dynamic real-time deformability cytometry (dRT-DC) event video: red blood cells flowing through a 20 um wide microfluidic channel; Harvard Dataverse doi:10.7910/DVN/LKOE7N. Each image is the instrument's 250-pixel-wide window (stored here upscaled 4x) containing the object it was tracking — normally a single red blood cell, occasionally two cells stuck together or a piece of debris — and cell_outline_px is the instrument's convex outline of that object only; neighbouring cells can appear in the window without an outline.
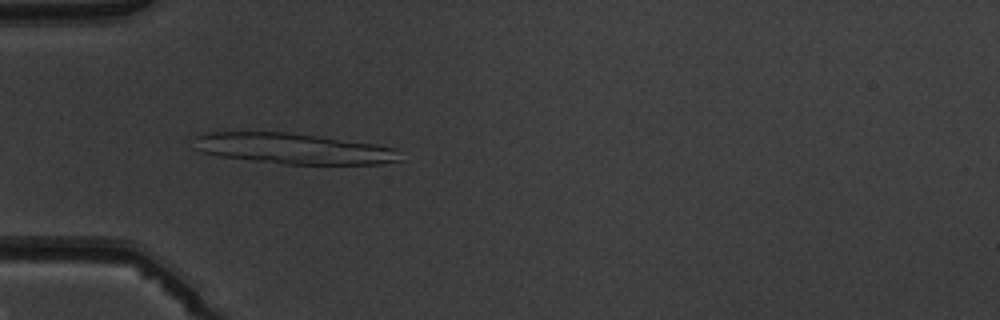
{"species": "common noctule bat (a hibernating species)", "species_latin": "Nyctalus noctula", "temperature_condition": "warm", "stored_images_in_passage": 7, "camera_frame_rate_fps": 3000, "um_per_image_px": 0.085, "animal": {"sex": "male", "body_mass_g": 19.5, "forearm_length_mm": 54.6}, "frame": {"image": 1, "passage_image": 5, "time_ms": 4.667, "image_size_px": [1000, 320], "cell_outline_px": [[404, 160], [380, 164], [284, 164], [220, 156], [204, 152], [192, 148], [192, 136], [208, 132], [288, 132], [376, 144], [396, 148]], "centroid_in_image_um": [24.92, 12.63], "position_along_channel_um": 60.1, "area_um2": 37.11}}
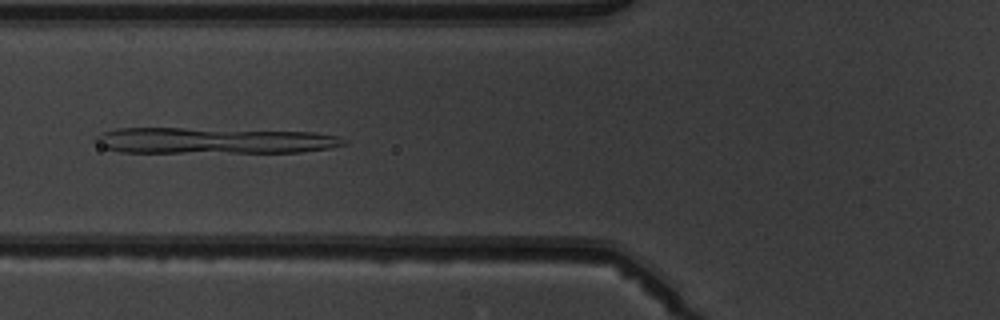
{"frame": {"image": 2, "passage_image": 6, "time_ms": 6.0, "image_size_px": [1000, 320], "cell_outline_px": [[348, 144], [328, 148], [300, 152], [120, 152], [100, 148], [92, 140], [96, 136], [104, 132], [116, 128], [184, 128], [316, 132], [336, 136], [348, 140]], "centroid_in_image_um": [18.13, 11.95], "position_along_channel_um": 107.7, "area_um2": 37.92}}
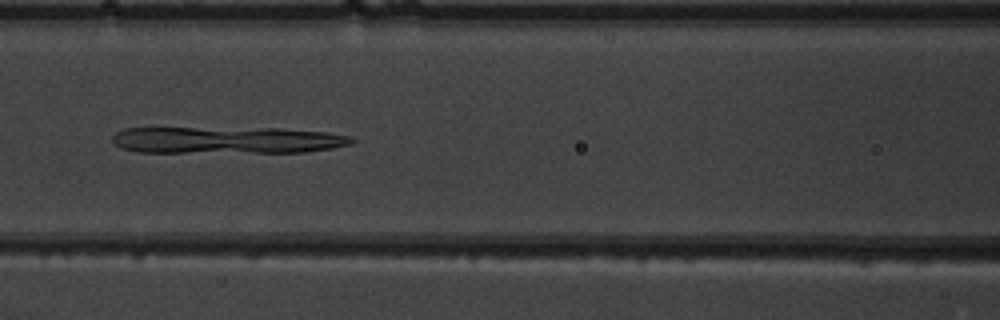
{"frame": {"image": 3, "passage_image": 7, "time_ms": 7.0, "image_size_px": [1000, 320], "cell_outline_px": [[356, 140], [352, 144], [332, 148], [304, 152], [140, 152], [120, 148], [112, 144], [112, 136], [116, 132], [124, 128], [280, 128], [328, 132], [348, 136]], "centroid_in_image_um": [19.28, 11.9], "position_along_channel_um": 147.3, "area_um2": 37.69}}